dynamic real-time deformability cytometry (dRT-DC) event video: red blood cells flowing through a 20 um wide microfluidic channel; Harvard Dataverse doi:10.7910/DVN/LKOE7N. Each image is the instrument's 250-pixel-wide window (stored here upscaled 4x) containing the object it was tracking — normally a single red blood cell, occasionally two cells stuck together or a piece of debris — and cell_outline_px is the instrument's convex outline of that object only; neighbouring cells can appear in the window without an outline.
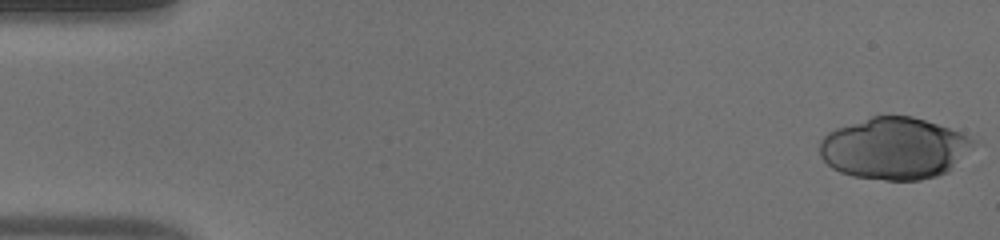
{"species": "human", "species_latin": "Homo sapiens", "temperature_condition": "warm", "stored_images_in_passage": 49, "camera_frame_rate_fps": 3000, "um_per_image_px": 0.085, "donor": {"sex": "male"}, "frame": {"image": 1, "passage_image": 1, "time_ms": 0.0, "image_size_px": [1000, 240], "cell_outline_px": [[980, 144], [948, 172], [936, 176], [920, 180], [884, 180], [852, 176], [840, 172], [832, 168], [820, 156], [820, 140], [828, 132], [836, 128], [872, 116], [912, 116], [960, 132], [976, 140]], "centroid_in_image_um": [76.06, 12.62], "position_along_channel_um": 8.9, "area_um2": 55.66}}
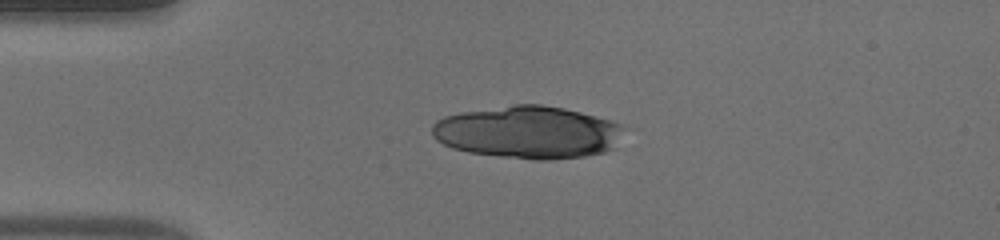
{"frame": {"image": 2, "passage_image": 12, "time_ms": 3.667, "image_size_px": [1000, 240], "cell_outline_px": [[636, 128], [616, 148], [604, 152], [584, 156], [552, 160], [536, 160], [500, 156], [468, 152], [452, 148], [436, 140], [432, 136], [432, 124], [436, 120], [444, 116], [460, 112], [512, 104], [540, 104], [564, 108], [580, 112]], "centroid_in_image_um": [45.01, 11.24], "position_along_channel_um": 40.0, "area_um2": 60.11}}